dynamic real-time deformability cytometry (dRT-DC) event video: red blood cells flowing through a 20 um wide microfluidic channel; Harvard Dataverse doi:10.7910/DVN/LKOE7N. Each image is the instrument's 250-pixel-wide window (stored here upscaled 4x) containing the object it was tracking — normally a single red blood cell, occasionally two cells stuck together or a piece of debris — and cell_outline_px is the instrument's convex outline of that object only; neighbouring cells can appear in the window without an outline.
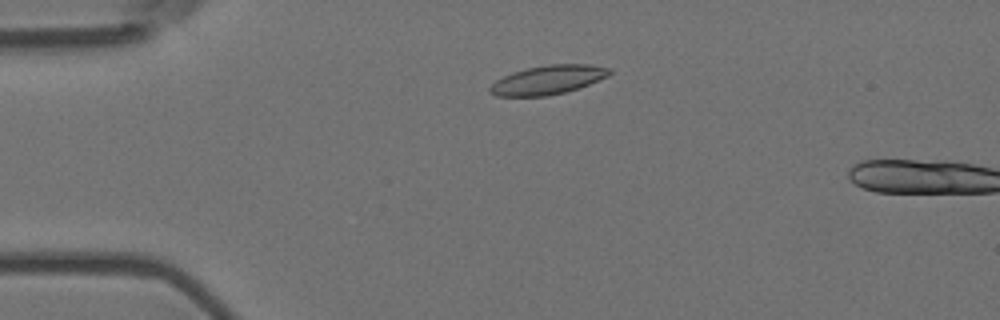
{"species": "Egyptian fruit bat (a non-hibernating species)", "species_latin": "Rousettus aegyptiacus", "temperature_condition": "room temperature", "stored_images_in_passage": 3, "camera_frame_rate_fps": 3000, "um_per_image_px": 0.085, "animal": {"sex": "female"}, "frame": {"image": 1, "passage_image": 2, "time_ms": 0.333, "image_size_px": [1000, 320], "cell_outline_px": [[612, 72], [608, 76], [580, 88], [548, 96], [496, 96], [488, 92], [488, 88], [496, 80], [512, 72], [528, 68], [548, 64], [592, 64], [608, 68]], "centroid_in_image_um": [46.57, 6.79], "position_along_channel_um": 38.4, "area_um2": 20.23}}